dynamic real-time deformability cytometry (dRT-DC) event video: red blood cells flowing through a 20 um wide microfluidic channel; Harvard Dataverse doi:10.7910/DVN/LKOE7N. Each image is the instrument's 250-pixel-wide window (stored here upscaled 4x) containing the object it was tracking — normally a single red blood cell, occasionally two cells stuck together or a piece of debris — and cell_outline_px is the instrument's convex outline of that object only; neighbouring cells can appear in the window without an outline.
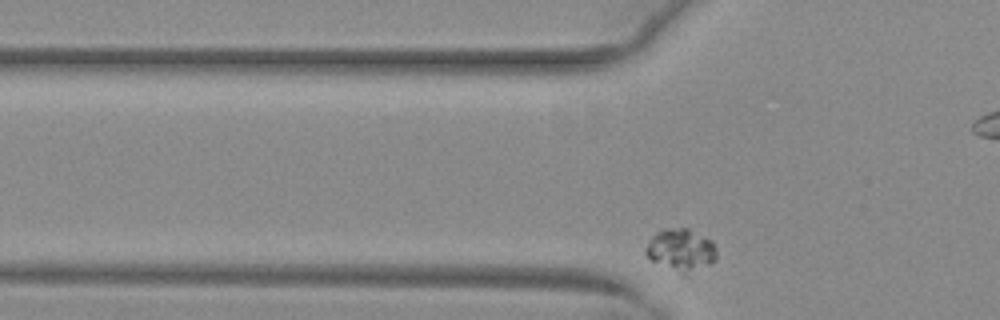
{"species": "common noctule bat (a hibernating species)", "species_latin": "Nyctalus noctula", "temperature_condition": "warm", "stored_images_in_passage": 35, "camera_frame_rate_fps": 3000, "um_per_image_px": 0.085, "animal": {"sex": "female", "body_mass_g": 29.2, "forearm_length_mm": 56.3}, "frame": {"image": 1, "passage_image": 5, "time_ms": 1.333, "image_size_px": [1000, 320], "cell_outline_px": [[716, 260], [688, 276], [684, 276], [652, 260], [644, 252], [644, 248], [648, 240], [656, 232], [664, 228], [688, 228], [712, 240], [716, 248]], "centroid_in_image_um": [57.88, 21.26], "position_along_channel_um": 67.9, "area_um2": 17.8}}
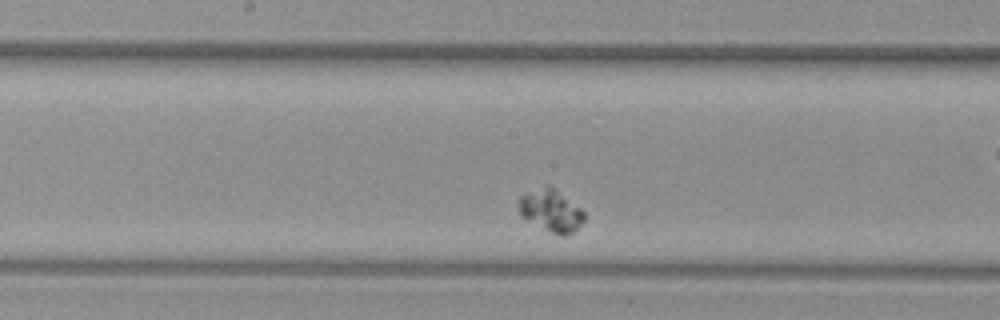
{"frame": {"image": 2, "passage_image": 17, "time_ms": 5.333, "image_size_px": [1000, 320], "cell_outline_px": [[584, 220], [568, 236], [560, 236], [520, 216], [516, 204], [516, 200], [520, 196], [544, 184], [548, 184], [556, 188], [580, 208], [584, 212]], "centroid_in_image_um": [46.78, 17.86], "position_along_channel_um": 201.4, "area_um2": 16.24}}
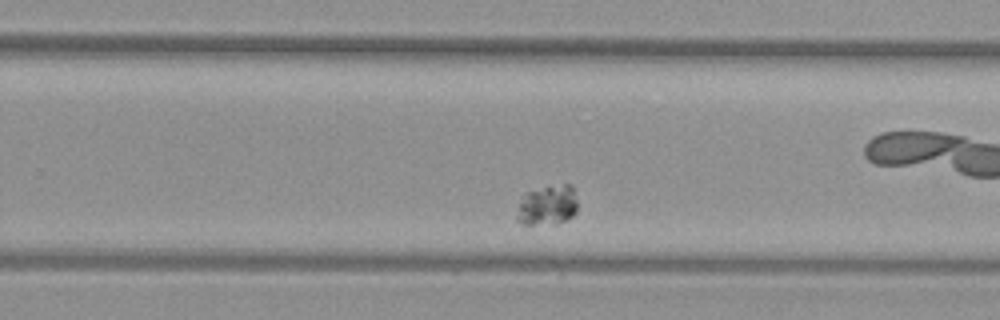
{"frame": {"image": 3, "passage_image": 24, "time_ms": 7.667, "image_size_px": [1000, 320], "cell_outline_px": [[576, 212], [572, 216], [556, 224], [524, 224], [516, 220], [516, 216], [520, 204], [524, 196], [528, 192], [544, 188], [564, 184], [572, 184], [576, 200]], "centroid_in_image_um": [46.55, 17.47], "position_along_channel_um": 283.2, "area_um2": 13.76}, "authors_computed_cell_mechanics": {"area_um2": 16.0684, "velocity_mm_per_s": 3.4812, "shape_relaxation_time_tau1_ms": 5.0571, "shape_relaxation_time_tau2_ms": null, "deformation_change_tau1": 0.0787, "deformation_change_tau2": null}}